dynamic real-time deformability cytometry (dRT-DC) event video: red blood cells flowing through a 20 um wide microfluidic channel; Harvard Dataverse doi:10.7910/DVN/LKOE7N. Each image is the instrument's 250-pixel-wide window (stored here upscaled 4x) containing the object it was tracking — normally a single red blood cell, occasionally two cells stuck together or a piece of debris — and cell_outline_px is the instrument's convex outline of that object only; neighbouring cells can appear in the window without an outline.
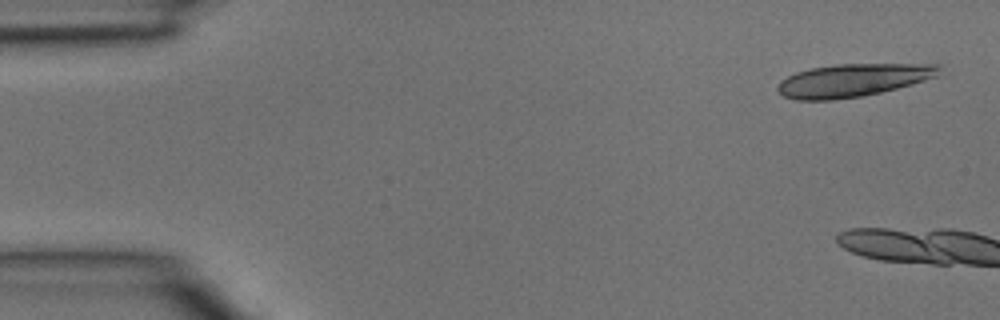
{"species": "common noctule bat (a hibernating species)", "species_latin": "Nyctalus noctula", "temperature_condition": "room temperature", "stored_images_in_passage": 6, "camera_frame_rate_fps": 3000, "um_per_image_px": 0.085, "animal": {"sex": "male", "body_mass_g": 15.6}, "frame": {"image": 1, "passage_image": 1, "time_ms": 0.0, "image_size_px": [1000, 320], "cell_outline_px": [[940, 76], [912, 84], [864, 96], [832, 100], [796, 100], [784, 96], [776, 88], [780, 80], [796, 72], [812, 68], [836, 64], [940, 64]], "centroid_in_image_um": [72.51, 6.82], "position_along_channel_um": 12.5, "area_um2": 31.04}}